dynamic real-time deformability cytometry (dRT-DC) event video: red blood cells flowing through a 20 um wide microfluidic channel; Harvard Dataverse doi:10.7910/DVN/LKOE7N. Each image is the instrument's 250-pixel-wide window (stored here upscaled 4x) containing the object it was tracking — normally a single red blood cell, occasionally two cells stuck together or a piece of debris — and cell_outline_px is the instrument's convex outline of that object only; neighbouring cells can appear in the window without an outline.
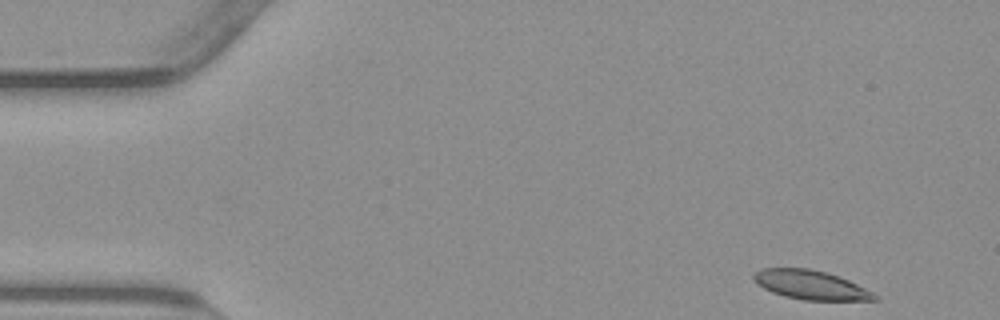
{"species": "common noctule bat (a hibernating species)", "species_latin": "Nyctalus noctula", "temperature_condition": "warm", "stored_images_in_passage": 51, "camera_frame_rate_fps": 3000, "um_per_image_px": 0.085, "animal": {"sex": "male", "body_mass_g": 23.1, "forearm_length_mm": 52.7}, "frame": {"image": 1, "passage_image": 1, "time_ms": 0.0, "image_size_px": [1000, 320], "cell_outline_px": [[880, 300], [804, 300], [784, 296], [772, 292], [756, 284], [752, 276], [760, 268], [808, 268], [828, 272], [840, 276], [872, 292]], "centroid_in_image_um": [68.88, 24.21], "position_along_channel_um": 16.1, "area_um2": 20.46}}
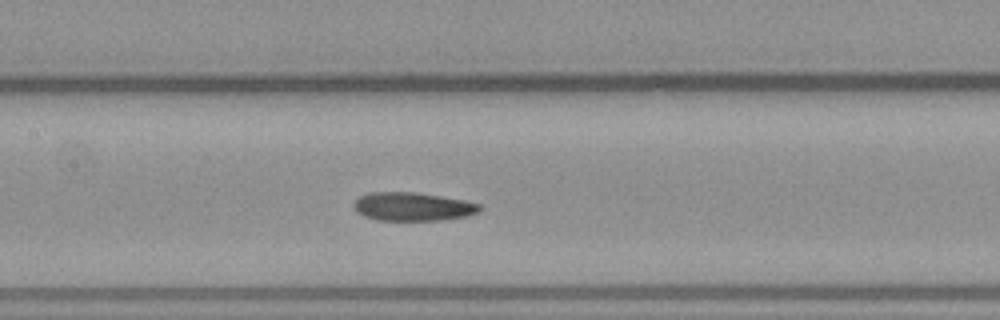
{"frame": {"image": 2, "passage_image": 22, "time_ms": 7.0, "image_size_px": [1000, 320], "cell_outline_px": [[484, 208], [480, 212], [468, 216], [444, 220], [376, 220], [364, 216], [356, 212], [352, 204], [360, 196], [368, 192], [416, 192], [464, 200], [480, 204]], "centroid_in_image_um": [35.1, 17.56], "position_along_channel_um": 172.3, "area_um2": 21.15}}
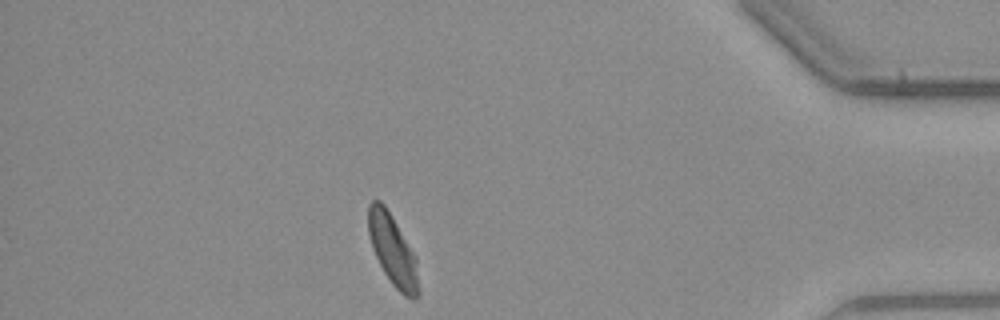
{"frame": {"image": 3, "passage_image": 44, "time_ms": 14.333, "image_size_px": [1000, 320], "cell_outline_px": [[420, 292], [412, 300], [404, 296], [392, 284], [384, 272], [372, 248], [368, 232], [368, 204], [372, 200], [380, 200], [384, 204], [416, 256]], "centroid_in_image_um": [33.39, 21.28], "position_along_channel_um": 401.8, "area_um2": 20.69}, "authors_computed_cell_mechanics": {"area_um2": 21.4438, "velocity_mm_per_s": 3.7705, "shape_relaxation_time_tau1_ms": 5.8468, "shape_relaxation_time_tau2_ms": 2.6073, "deformation_change_tau1": 0.1685, "deformation_change_tau2": 0.0926}}